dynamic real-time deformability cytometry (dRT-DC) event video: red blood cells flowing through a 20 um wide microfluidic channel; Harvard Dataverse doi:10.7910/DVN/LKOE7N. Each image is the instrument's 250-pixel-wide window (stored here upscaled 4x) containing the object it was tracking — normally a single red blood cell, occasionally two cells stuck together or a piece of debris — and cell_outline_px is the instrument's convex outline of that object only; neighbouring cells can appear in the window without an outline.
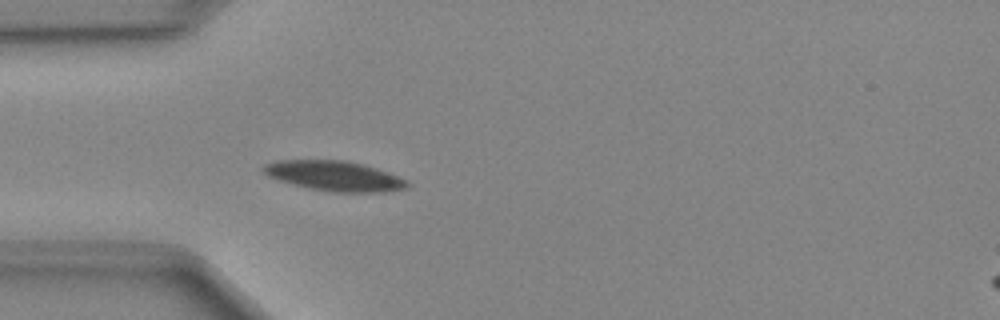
{"species": "Egyptian fruit bat (a non-hibernating species)", "species_latin": "Rousettus aegyptiacus", "temperature_condition": "cold", "stored_images_in_passage": 38, "camera_frame_rate_fps": 3000, "um_per_image_px": 0.085, "animal": {"sex": "female"}, "frame": {"image": 1, "passage_image": 7, "time_ms": 2.0, "image_size_px": [1000, 320], "cell_outline_px": [[408, 188], [384, 192], [332, 192], [308, 188], [292, 184], [268, 176], [260, 168], [264, 164], [276, 160], [344, 160], [364, 164], [388, 172], [408, 180]], "centroid_in_image_um": [28.42, 14.95], "position_along_channel_um": 56.6, "area_um2": 25.26}}
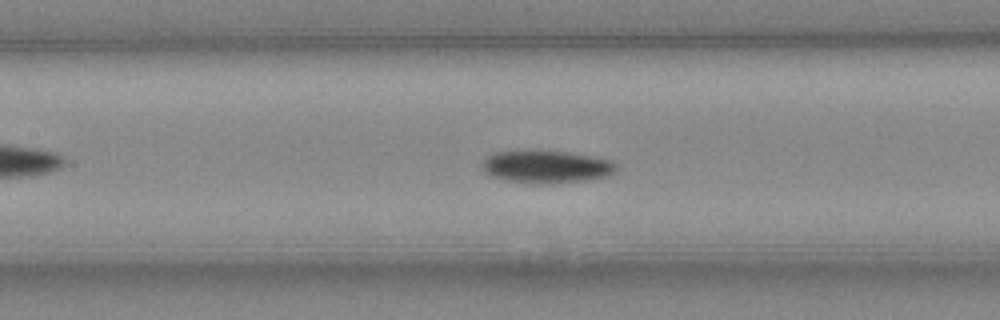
{"frame": {"image": 2, "passage_image": 15, "time_ms": 4.667, "image_size_px": [1000, 320], "cell_outline_px": [[620, 168], [616, 172], [608, 176], [584, 180], [552, 184], [540, 184], [508, 180], [492, 176], [484, 168], [484, 160], [488, 156], [496, 152], [568, 152], [592, 156], [612, 160]], "centroid_in_image_um": [46.57, 14.19], "position_along_channel_um": 160.8, "area_um2": 24.91}}
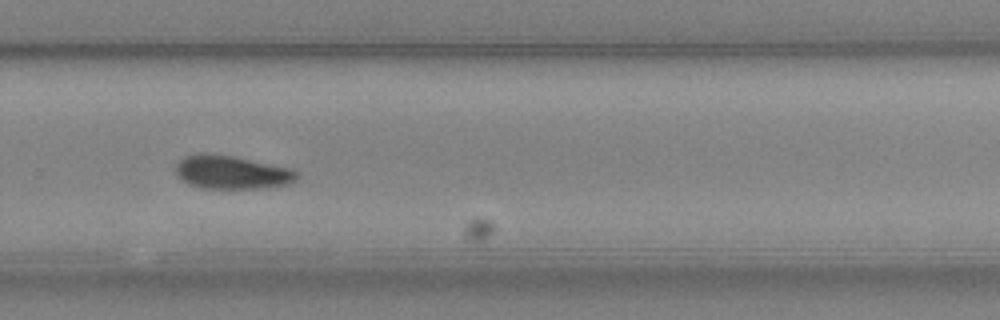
{"frame": {"image": 3, "passage_image": 26, "time_ms": 8.333, "image_size_px": [1000, 320], "cell_outline_px": [[296, 180], [288, 184], [264, 188], [204, 188], [188, 184], [176, 172], [176, 164], [184, 156], [232, 156], [292, 168], [296, 172]], "centroid_in_image_um": [19.76, 14.68], "position_along_channel_um": 310.0, "area_um2": 22.72}}